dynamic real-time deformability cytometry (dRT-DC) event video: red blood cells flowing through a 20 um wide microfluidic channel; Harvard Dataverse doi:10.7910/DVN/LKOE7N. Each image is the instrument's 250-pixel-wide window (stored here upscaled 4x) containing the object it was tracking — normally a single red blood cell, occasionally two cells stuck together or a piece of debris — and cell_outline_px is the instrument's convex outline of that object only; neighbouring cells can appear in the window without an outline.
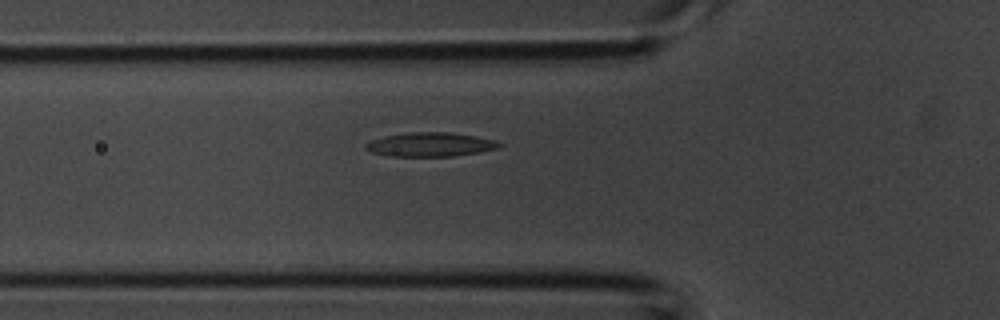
{"species": "common noctule bat (a hibernating species)", "species_latin": "Nyctalus noctula", "temperature_condition": "room temperature", "stored_images_in_passage": 5, "camera_frame_rate_fps": 3000, "um_per_image_px": 0.085, "animal": {"sex": "male", "body_mass_g": 20.1, "forearm_length_mm": 53.5}, "frame": {"image": 1, "passage_image": 5, "time_ms": 1.333, "image_size_px": [1000, 320], "cell_outline_px": [[504, 144], [500, 148], [480, 152], [452, 156], [388, 156], [372, 152], [364, 148], [364, 144], [372, 140], [384, 136], [408, 132], [452, 132], [476, 136], [496, 140]], "centroid_in_image_um": [36.61, 12.28], "position_along_channel_um": 89.2, "area_um2": 18.9}}